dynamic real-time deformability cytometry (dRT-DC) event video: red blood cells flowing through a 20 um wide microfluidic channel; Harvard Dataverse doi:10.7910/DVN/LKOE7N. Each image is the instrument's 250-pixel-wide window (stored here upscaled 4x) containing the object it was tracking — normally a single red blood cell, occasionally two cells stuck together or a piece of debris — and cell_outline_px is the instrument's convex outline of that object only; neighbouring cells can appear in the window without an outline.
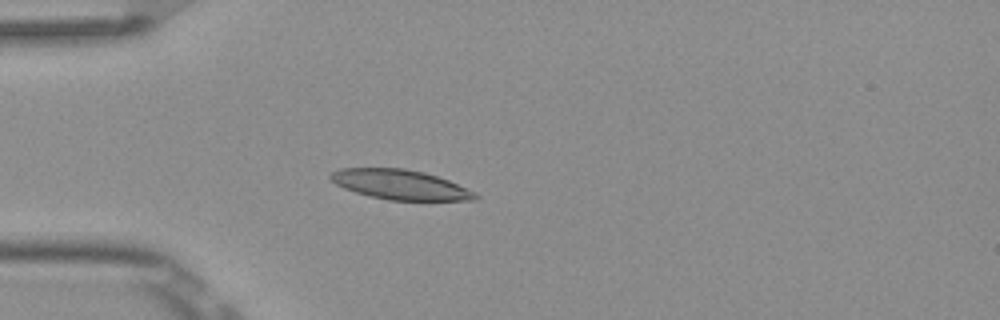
{"species": "Egyptian fruit bat (a non-hibernating species)", "species_latin": "Rousettus aegyptiacus", "temperature_condition": "room temperature", "stored_images_in_passage": 5, "camera_frame_rate_fps": 3000, "um_per_image_px": 0.085, "frame": {"image": 1, "passage_image": 4, "time_ms": 1.0, "image_size_px": [1000, 320], "cell_outline_px": [[480, 196], [476, 200], [388, 200], [368, 196], [344, 188], [336, 184], [328, 176], [332, 172], [340, 168], [404, 168], [424, 172], [448, 180], [476, 192]], "centroid_in_image_um": [34.02, 15.69], "position_along_channel_um": 51.0, "area_um2": 25.09}}